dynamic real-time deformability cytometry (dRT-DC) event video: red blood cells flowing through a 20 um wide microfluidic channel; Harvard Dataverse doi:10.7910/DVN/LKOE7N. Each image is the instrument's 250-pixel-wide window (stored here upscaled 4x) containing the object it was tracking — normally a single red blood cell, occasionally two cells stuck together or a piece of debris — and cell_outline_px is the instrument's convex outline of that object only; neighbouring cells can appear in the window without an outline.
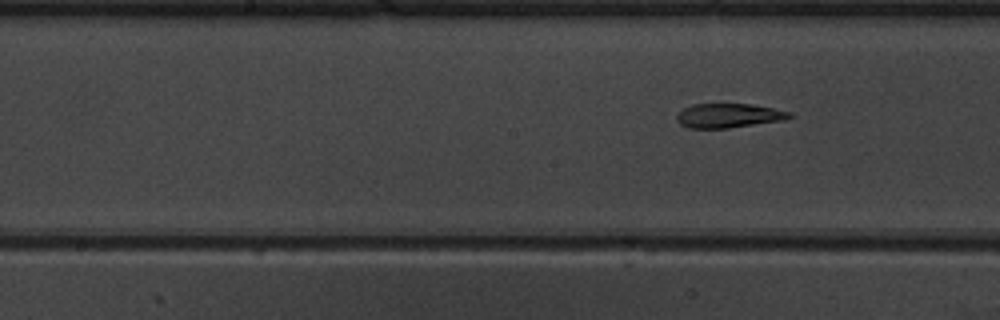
{"species": "common noctule bat (a hibernating species)", "species_latin": "Nyctalus noctula", "temperature_condition": "warm", "stored_images_in_passage": 9, "segment_of_instrument_passage": [2, 2], "camera_frame_rate_fps": 3000, "um_per_image_px": 0.085, "animal": {"sex": "male", "body_mass_g": 19.5, "forearm_length_mm": 54.6}, "frame": {"image": 1, "passage_image": 9, "time_ms": 10.0, "image_size_px": [1000, 320], "cell_outline_px": [[792, 116], [784, 120], [728, 128], [688, 128], [680, 124], [676, 120], [676, 116], [684, 108], [692, 104], [752, 104], [792, 112]], "centroid_in_image_um": [61.92, 9.83], "position_along_channel_um": 186.3, "area_um2": 15.9}}